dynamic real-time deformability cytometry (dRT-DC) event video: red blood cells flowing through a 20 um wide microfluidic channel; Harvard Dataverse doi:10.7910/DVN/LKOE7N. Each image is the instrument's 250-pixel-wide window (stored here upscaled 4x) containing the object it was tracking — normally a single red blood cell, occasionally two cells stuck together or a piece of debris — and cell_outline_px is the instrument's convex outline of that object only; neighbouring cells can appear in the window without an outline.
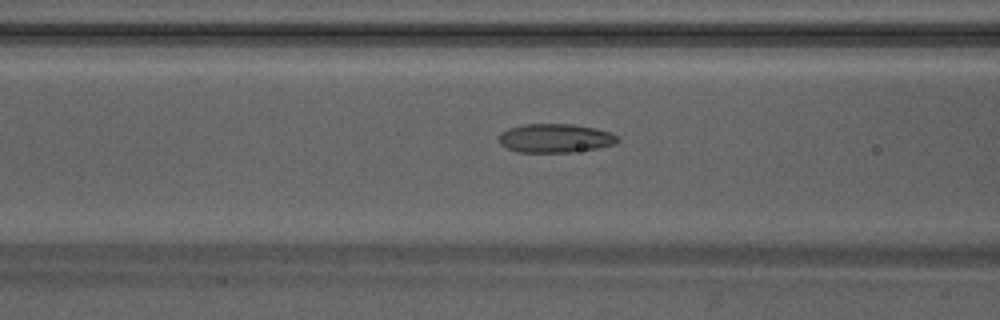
{"species": "Egyptian fruit bat (a non-hibernating species)", "species_latin": "Rousettus aegyptiacus", "temperature_condition": "warm", "stored_images_in_passage": 45, "camera_frame_rate_fps": 3000, "um_per_image_px": 0.085, "animal": {"sex": "male"}, "frame": {"image": 1, "passage_image": 16, "time_ms": 5.0, "image_size_px": [1000, 320], "cell_outline_px": [[620, 140], [616, 144], [600, 148], [572, 152], [516, 152], [500, 144], [500, 132], [508, 128], [524, 124], [572, 124], [596, 128], [612, 132], [620, 136]], "centroid_in_image_um": [47.26, 11.74], "position_along_channel_um": 119.3, "area_um2": 20.23}}
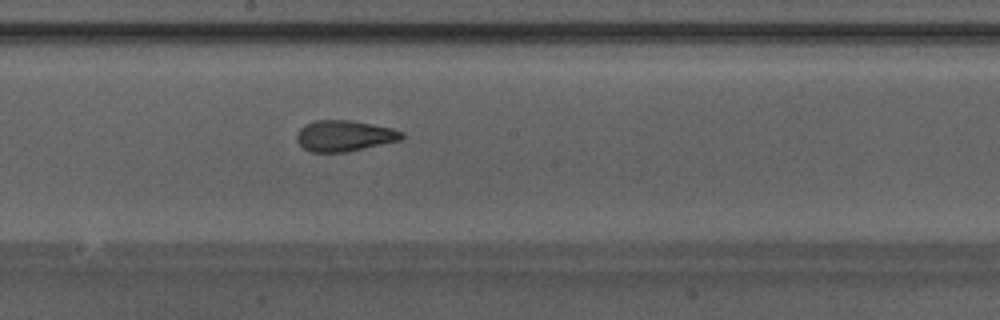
{"frame": {"image": 2, "passage_image": 23, "time_ms": 7.333, "image_size_px": [1000, 320], "cell_outline_px": [[404, 136], [400, 140], [348, 152], [312, 152], [304, 148], [296, 140], [296, 132], [304, 124], [316, 120], [352, 120], [392, 128], [404, 132]], "centroid_in_image_um": [29.26, 11.54], "position_along_channel_um": 218.9, "area_um2": 19.07}}
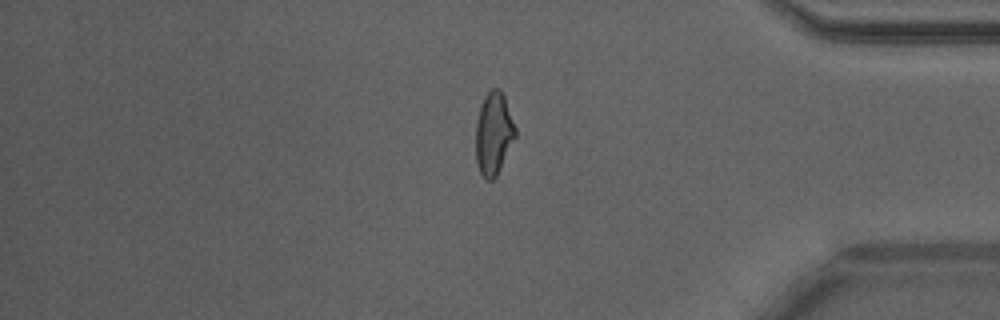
{"frame": {"image": 3, "passage_image": 37, "time_ms": 12.0, "image_size_px": [1000, 320], "cell_outline_px": [[516, 136], [496, 176], [492, 180], [488, 180], [480, 172], [476, 164], [476, 124], [480, 104], [484, 96], [492, 88], [500, 88], [504, 96], [516, 128]], "centroid_in_image_um": [41.95, 11.33], "position_along_channel_um": 393.2, "area_um2": 18.96}, "authors_computed_cell_mechanics": {"area_um2": 19.4208, "velocity_mm_per_s": 4.2627, "shape_relaxation_time_tau1_ms": 9.5804, "shape_relaxation_time_tau2_ms": 1.5882, "deformation_change_tau1": 0.2301, "deformation_change_tau2": 0.1022}}